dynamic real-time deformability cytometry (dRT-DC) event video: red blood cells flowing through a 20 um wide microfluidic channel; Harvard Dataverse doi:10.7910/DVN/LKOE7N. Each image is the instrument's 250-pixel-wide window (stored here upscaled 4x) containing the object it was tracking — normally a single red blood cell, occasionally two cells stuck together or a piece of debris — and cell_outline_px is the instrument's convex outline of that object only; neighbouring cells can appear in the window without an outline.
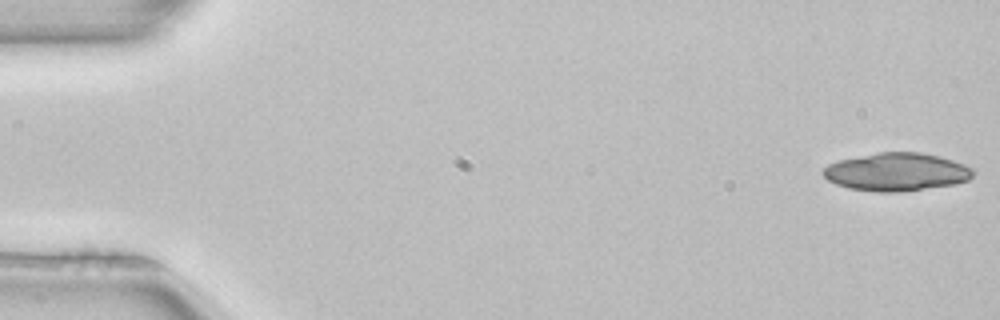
{"species": "common noctule bat (a hibernating species)", "species_latin": "Nyctalus noctula", "temperature_condition": "room temperature", "stored_images_in_passage": 36, "camera_frame_rate_fps": 3000, "um_per_image_px": 0.085, "animal": {"sex": "female", "body_mass_g": 22.7, "forearm_length_mm": 54.2}, "frame": {"image": 1, "passage_image": 1, "time_ms": 0.0, "image_size_px": [1000, 320], "cell_outline_px": [[972, 176], [968, 180], [956, 184], [900, 192], [876, 192], [848, 188], [836, 184], [828, 180], [820, 172], [828, 164], [840, 160], [880, 152], [920, 152], [952, 160], [964, 164], [972, 168]], "centroid_in_image_um": [76.18, 14.62], "position_along_channel_um": 8.8, "area_um2": 33.06}}